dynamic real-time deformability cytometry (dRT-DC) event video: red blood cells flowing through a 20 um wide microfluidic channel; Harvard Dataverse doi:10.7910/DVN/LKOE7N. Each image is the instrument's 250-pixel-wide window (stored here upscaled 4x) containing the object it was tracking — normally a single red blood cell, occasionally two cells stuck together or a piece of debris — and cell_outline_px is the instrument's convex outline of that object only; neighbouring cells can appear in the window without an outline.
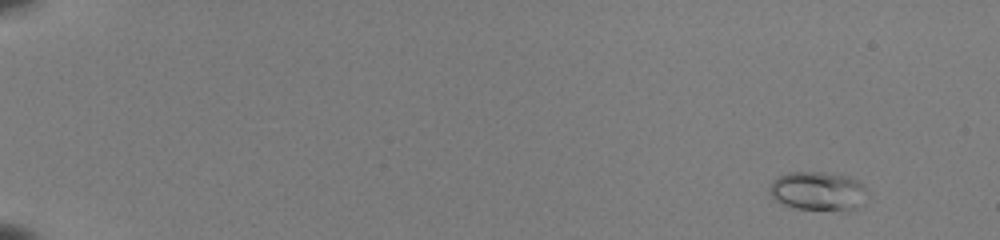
{"species": "common noctule bat (a hibernating species)", "species_latin": "Nyctalus noctula", "temperature_condition": "room temperature", "stored_images_in_passage": 54, "camera_frame_rate_fps": 3000, "um_per_image_px": 0.085, "animal": {"sex": "female", "body_mass_g": 22.0, "forearm_length_mm": 56.7}, "frame": {"image": 1, "passage_image": 5, "time_ms": 1.333, "image_size_px": [1000, 240], "cell_outline_px": [[864, 204], [848, 212], [796, 208], [784, 204], [776, 200], [768, 192], [768, 184], [776, 176], [788, 172], [828, 172], [848, 176], [864, 184]], "centroid_in_image_um": [69.51, 16.24], "position_along_channel_um": 15.5, "area_um2": 22.66}}
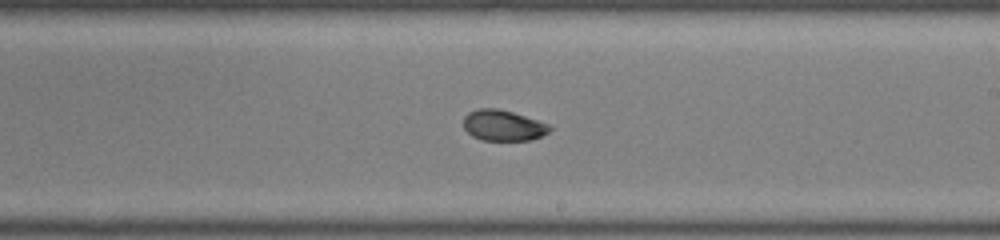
{"frame": {"image": 2, "passage_image": 35, "time_ms": 11.333, "image_size_px": [1000, 240], "cell_outline_px": [[552, 128], [548, 132], [532, 140], [480, 140], [472, 136], [464, 128], [464, 116], [468, 112], [480, 108], [496, 108], [512, 112], [552, 124]], "centroid_in_image_um": [42.78, 10.66], "position_along_channel_um": 246.2, "area_um2": 15.55}}
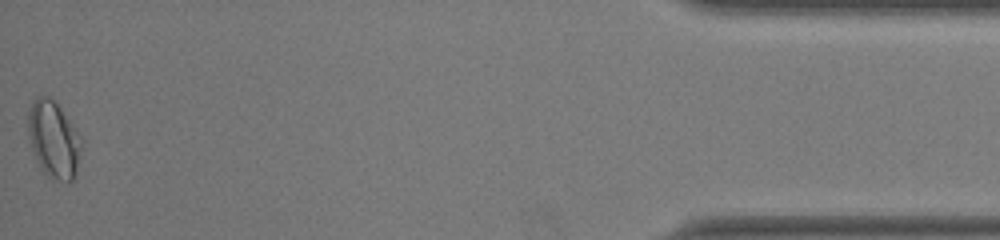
{"frame": {"image": 3, "passage_image": 54, "time_ms": 17.667, "image_size_px": [1000, 240], "cell_outline_px": [[84, 140], [76, 176], [72, 180], [60, 180], [48, 176], [40, 168], [32, 148], [28, 136], [28, 108], [32, 100], [36, 96], [48, 96], [60, 108]], "centroid_in_image_um": [4.57, 11.85], "position_along_channel_um": 430.6, "area_um2": 23.99}, "authors_computed_cell_mechanics": {"area_um2": 16.5308, "velocity_mm_per_s": 3.9968, "shape_relaxation_time_tau1_ms": null, "shape_relaxation_time_tau2_ms": 2.4355, "deformation_change_tau1": null, "deformation_change_tau2": 0.0524}}